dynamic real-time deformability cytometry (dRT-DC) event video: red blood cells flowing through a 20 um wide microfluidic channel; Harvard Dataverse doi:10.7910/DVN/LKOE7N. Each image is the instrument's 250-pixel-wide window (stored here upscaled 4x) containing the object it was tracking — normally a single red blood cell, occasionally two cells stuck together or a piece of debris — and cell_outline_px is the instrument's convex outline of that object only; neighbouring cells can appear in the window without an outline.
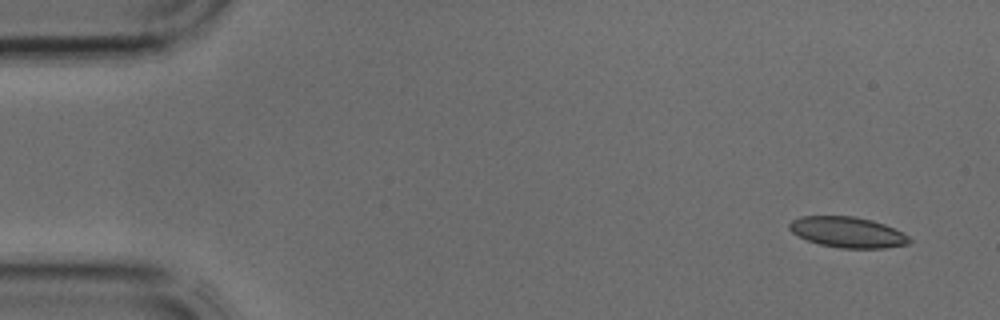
{"species": "common noctule bat (a hibernating species)", "species_latin": "Nyctalus noctula", "temperature_condition": "cold", "stored_images_in_passage": 4, "camera_frame_rate_fps": 3000, "um_per_image_px": 0.085, "animal": {"sex": "male", "body_mass_g": 17.9, "forearm_length_mm": 54.2}, "frame": {"image": 1, "passage_image": 1, "time_ms": 0.0, "image_size_px": [1000, 320], "cell_outline_px": [[912, 240], [908, 244], [884, 248], [840, 248], [820, 244], [808, 240], [792, 232], [788, 228], [788, 224], [792, 220], [800, 216], [856, 216], [872, 220], [884, 224], [904, 232]], "centroid_in_image_um": [72.06, 19.73], "position_along_channel_um": 12.9, "area_um2": 21.5}}
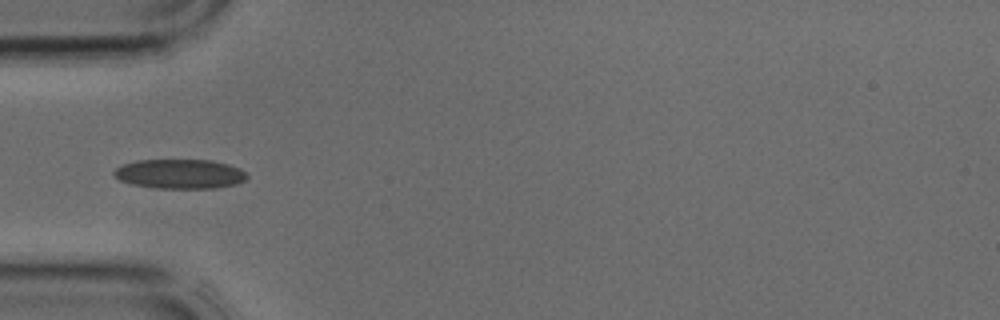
{"frame": {"image": 2, "passage_image": 4, "time_ms": 1.0, "image_size_px": [1000, 320], "cell_outline_px": [[248, 176], [244, 180], [236, 184], [212, 188], [156, 188], [132, 184], [120, 180], [112, 172], [116, 168], [124, 164], [136, 160], [212, 160], [228, 164], [240, 168]], "centroid_in_image_um": [15.29, 14.78], "position_along_channel_um": 69.7, "area_um2": 22.72}}